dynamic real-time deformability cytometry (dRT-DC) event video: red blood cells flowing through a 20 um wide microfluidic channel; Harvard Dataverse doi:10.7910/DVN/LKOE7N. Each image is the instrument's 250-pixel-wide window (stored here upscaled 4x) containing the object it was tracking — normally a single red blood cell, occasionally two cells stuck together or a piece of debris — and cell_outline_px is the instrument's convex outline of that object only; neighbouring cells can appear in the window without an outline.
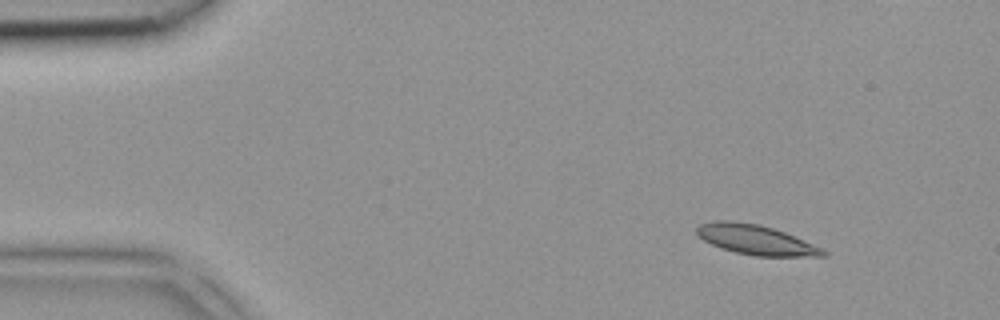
{"species": "common noctule bat (a hibernating species)", "species_latin": "Nyctalus noctula", "temperature_condition": "room temperature", "stored_images_in_passage": 4, "camera_frame_rate_fps": 3000, "um_per_image_px": 0.085, "animal": {"sex": "female", "body_mass_g": 18.4}, "frame": {"image": 1, "passage_image": 1, "time_ms": 0.0, "image_size_px": [1000, 320], "cell_outline_px": [[828, 256], [756, 256], [736, 252], [720, 248], [704, 240], [696, 232], [696, 228], [700, 224], [716, 220], [728, 220], [760, 224], [784, 232], [812, 244], [828, 252]], "centroid_in_image_um": [64.22, 20.37], "position_along_channel_um": 20.8, "area_um2": 21.68}}